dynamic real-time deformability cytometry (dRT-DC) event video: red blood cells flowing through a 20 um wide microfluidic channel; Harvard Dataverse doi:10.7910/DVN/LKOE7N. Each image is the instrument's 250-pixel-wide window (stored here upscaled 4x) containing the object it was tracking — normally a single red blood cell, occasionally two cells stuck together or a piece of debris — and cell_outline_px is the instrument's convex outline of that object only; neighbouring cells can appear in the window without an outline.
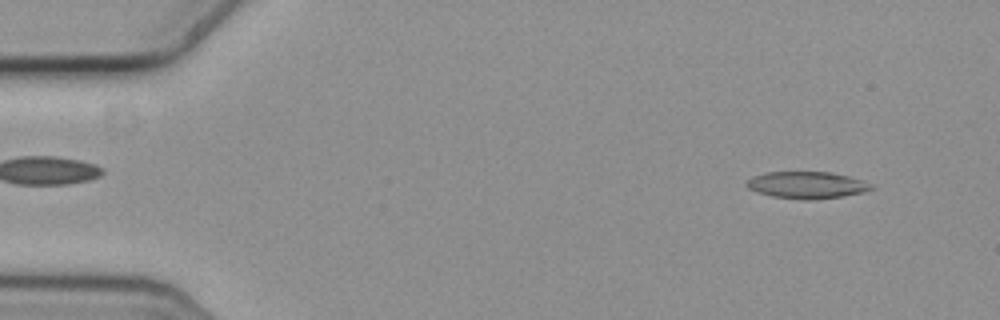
{"species": "common noctule bat (a hibernating species)", "species_latin": "Nyctalus noctula", "temperature_condition": "cold", "stored_images_in_passage": 56, "camera_frame_rate_fps": 3000, "um_per_image_px": 0.085, "animal": {"sex": "female", "body_mass_g": 19.3, "forearm_length_mm": 54.1}, "frame": {"image": 1, "passage_image": 4, "time_ms": 1.0, "image_size_px": [1000, 320], "cell_outline_px": [[876, 188], [864, 192], [844, 196], [772, 196], [756, 192], [748, 188], [744, 184], [752, 176], [768, 172], [828, 172], [848, 176], [860, 180]], "centroid_in_image_um": [68.53, 15.67], "position_along_channel_um": 16.5, "area_um2": 18.32}}
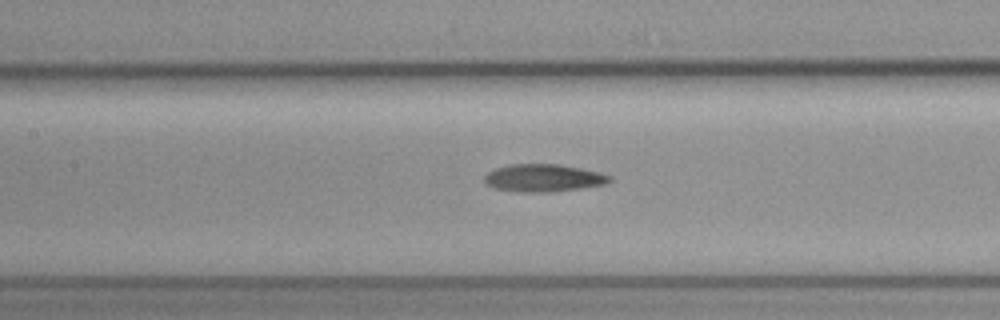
{"frame": {"image": 2, "passage_image": 25, "time_ms": 8.0, "image_size_px": [1000, 320], "cell_outline_px": [[612, 180], [608, 184], [552, 192], [520, 192], [496, 188], [488, 184], [484, 180], [484, 176], [488, 172], [496, 168], [512, 164], [560, 164], [600, 172], [612, 176]], "centroid_in_image_um": [46.25, 15.12], "position_along_channel_um": 161.2, "area_um2": 20.11}}
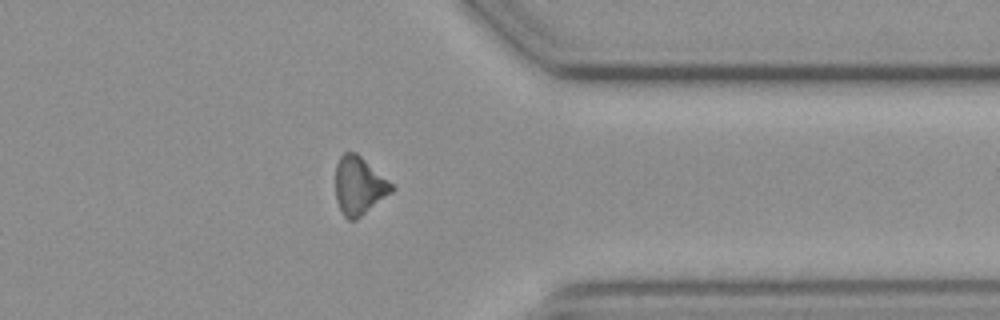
{"frame": {"image": 3, "passage_image": 44, "time_ms": 14.333, "image_size_px": [1000, 320], "cell_outline_px": [[396, 188], [392, 192], [356, 220], [348, 220], [344, 216], [336, 200], [336, 164], [340, 156], [344, 152], [356, 152], [392, 184]], "centroid_in_image_um": [30.51, 15.79], "position_along_channel_um": 380.9, "area_um2": 18.79}}